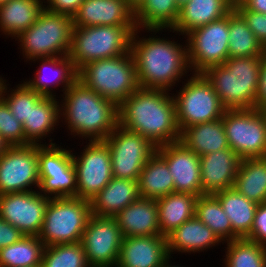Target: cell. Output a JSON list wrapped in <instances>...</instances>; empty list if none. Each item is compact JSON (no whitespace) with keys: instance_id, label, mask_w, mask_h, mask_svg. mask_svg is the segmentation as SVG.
<instances>
[{"instance_id":"6da1fadb","label":"cell","mask_w":266,"mask_h":267,"mask_svg":"<svg viewBox=\"0 0 266 267\" xmlns=\"http://www.w3.org/2000/svg\"><path fill=\"white\" fill-rule=\"evenodd\" d=\"M141 30L137 28L132 34L130 49L135 60L137 83L140 88L171 91L176 82H181L191 72L187 42L183 46L175 42L174 38L171 41L155 36L163 29H145L143 32H153L152 35L139 38L137 34Z\"/></svg>"},{"instance_id":"7a4b0ae2","label":"cell","mask_w":266,"mask_h":267,"mask_svg":"<svg viewBox=\"0 0 266 267\" xmlns=\"http://www.w3.org/2000/svg\"><path fill=\"white\" fill-rule=\"evenodd\" d=\"M172 96H171V95ZM119 125L160 147L180 139L173 94L138 88L118 106Z\"/></svg>"},{"instance_id":"3957f363","label":"cell","mask_w":266,"mask_h":267,"mask_svg":"<svg viewBox=\"0 0 266 267\" xmlns=\"http://www.w3.org/2000/svg\"><path fill=\"white\" fill-rule=\"evenodd\" d=\"M62 97L60 120L67 124L65 128L74 138L104 141L119 125L118 105L87 88L78 79Z\"/></svg>"},{"instance_id":"277c9868","label":"cell","mask_w":266,"mask_h":267,"mask_svg":"<svg viewBox=\"0 0 266 267\" xmlns=\"http://www.w3.org/2000/svg\"><path fill=\"white\" fill-rule=\"evenodd\" d=\"M262 56L232 57L202 74L226 110L255 108Z\"/></svg>"},{"instance_id":"5b68a950","label":"cell","mask_w":266,"mask_h":267,"mask_svg":"<svg viewBox=\"0 0 266 267\" xmlns=\"http://www.w3.org/2000/svg\"><path fill=\"white\" fill-rule=\"evenodd\" d=\"M78 80L118 106L139 88L131 51L85 64L78 70Z\"/></svg>"},{"instance_id":"8992f818","label":"cell","mask_w":266,"mask_h":267,"mask_svg":"<svg viewBox=\"0 0 266 267\" xmlns=\"http://www.w3.org/2000/svg\"><path fill=\"white\" fill-rule=\"evenodd\" d=\"M73 28L71 16L44 8L36 22L15 37V41L20 44L26 62L36 58L68 56Z\"/></svg>"},{"instance_id":"52a82bcc","label":"cell","mask_w":266,"mask_h":267,"mask_svg":"<svg viewBox=\"0 0 266 267\" xmlns=\"http://www.w3.org/2000/svg\"><path fill=\"white\" fill-rule=\"evenodd\" d=\"M137 26H74L69 57L79 70L92 61L130 52Z\"/></svg>"},{"instance_id":"ba28073f","label":"cell","mask_w":266,"mask_h":267,"mask_svg":"<svg viewBox=\"0 0 266 267\" xmlns=\"http://www.w3.org/2000/svg\"><path fill=\"white\" fill-rule=\"evenodd\" d=\"M90 216V201L77 197L50 198L38 237L45 246L81 242Z\"/></svg>"},{"instance_id":"9c48e42d","label":"cell","mask_w":266,"mask_h":267,"mask_svg":"<svg viewBox=\"0 0 266 267\" xmlns=\"http://www.w3.org/2000/svg\"><path fill=\"white\" fill-rule=\"evenodd\" d=\"M179 91L173 94L180 132L196 124L221 119L225 112L217 93L202 73H190ZM178 92V94H177Z\"/></svg>"},{"instance_id":"30bf717a","label":"cell","mask_w":266,"mask_h":267,"mask_svg":"<svg viewBox=\"0 0 266 267\" xmlns=\"http://www.w3.org/2000/svg\"><path fill=\"white\" fill-rule=\"evenodd\" d=\"M222 122L229 148L241 159L266 157V116L261 109L225 110Z\"/></svg>"},{"instance_id":"8fae6325","label":"cell","mask_w":266,"mask_h":267,"mask_svg":"<svg viewBox=\"0 0 266 267\" xmlns=\"http://www.w3.org/2000/svg\"><path fill=\"white\" fill-rule=\"evenodd\" d=\"M37 145L40 185L39 193L49 198L76 197L77 179L72 150L49 139ZM58 145V146H57Z\"/></svg>"},{"instance_id":"7c38bea8","label":"cell","mask_w":266,"mask_h":267,"mask_svg":"<svg viewBox=\"0 0 266 267\" xmlns=\"http://www.w3.org/2000/svg\"><path fill=\"white\" fill-rule=\"evenodd\" d=\"M188 63L192 73L223 64L228 58L229 13L209 24L196 28L184 37Z\"/></svg>"},{"instance_id":"4fadbf2b","label":"cell","mask_w":266,"mask_h":267,"mask_svg":"<svg viewBox=\"0 0 266 267\" xmlns=\"http://www.w3.org/2000/svg\"><path fill=\"white\" fill-rule=\"evenodd\" d=\"M110 149L113 177L137 180L146 161L156 152L147 138L118 125L104 140Z\"/></svg>"},{"instance_id":"5bb4252c","label":"cell","mask_w":266,"mask_h":267,"mask_svg":"<svg viewBox=\"0 0 266 267\" xmlns=\"http://www.w3.org/2000/svg\"><path fill=\"white\" fill-rule=\"evenodd\" d=\"M85 146L81 155L76 156L72 151V157L77 179L76 197L90 201L111 181L113 173L110 149L105 141H86Z\"/></svg>"},{"instance_id":"9a60e30c","label":"cell","mask_w":266,"mask_h":267,"mask_svg":"<svg viewBox=\"0 0 266 267\" xmlns=\"http://www.w3.org/2000/svg\"><path fill=\"white\" fill-rule=\"evenodd\" d=\"M39 185L37 145L10 146L0 156V195L35 191Z\"/></svg>"},{"instance_id":"2e32d148","label":"cell","mask_w":266,"mask_h":267,"mask_svg":"<svg viewBox=\"0 0 266 267\" xmlns=\"http://www.w3.org/2000/svg\"><path fill=\"white\" fill-rule=\"evenodd\" d=\"M122 241L114 217L91 214L81 238L90 267H116Z\"/></svg>"},{"instance_id":"e0dca14e","label":"cell","mask_w":266,"mask_h":267,"mask_svg":"<svg viewBox=\"0 0 266 267\" xmlns=\"http://www.w3.org/2000/svg\"><path fill=\"white\" fill-rule=\"evenodd\" d=\"M49 199L38 190L0 195V218L24 235L38 236Z\"/></svg>"},{"instance_id":"ac0fdd59","label":"cell","mask_w":266,"mask_h":267,"mask_svg":"<svg viewBox=\"0 0 266 267\" xmlns=\"http://www.w3.org/2000/svg\"><path fill=\"white\" fill-rule=\"evenodd\" d=\"M156 152L167 162L174 180L175 192L203 195L200 176V156L180 141L157 147Z\"/></svg>"},{"instance_id":"d6986e66","label":"cell","mask_w":266,"mask_h":267,"mask_svg":"<svg viewBox=\"0 0 266 267\" xmlns=\"http://www.w3.org/2000/svg\"><path fill=\"white\" fill-rule=\"evenodd\" d=\"M74 26H136L135 10L126 0H84L72 17Z\"/></svg>"},{"instance_id":"ffe728a7","label":"cell","mask_w":266,"mask_h":267,"mask_svg":"<svg viewBox=\"0 0 266 267\" xmlns=\"http://www.w3.org/2000/svg\"><path fill=\"white\" fill-rule=\"evenodd\" d=\"M169 257L162 235L123 237L116 267H160Z\"/></svg>"},{"instance_id":"44dd1931","label":"cell","mask_w":266,"mask_h":267,"mask_svg":"<svg viewBox=\"0 0 266 267\" xmlns=\"http://www.w3.org/2000/svg\"><path fill=\"white\" fill-rule=\"evenodd\" d=\"M241 158L230 148L200 156L203 194L233 188Z\"/></svg>"},{"instance_id":"7402d4cb","label":"cell","mask_w":266,"mask_h":267,"mask_svg":"<svg viewBox=\"0 0 266 267\" xmlns=\"http://www.w3.org/2000/svg\"><path fill=\"white\" fill-rule=\"evenodd\" d=\"M39 60V61H38ZM32 62H40L34 78L25 83L35 92L43 96L56 97L53 87H62L64 92L78 79V70L69 56L36 58ZM42 62V63H41ZM45 71V72H44ZM50 72V73H49ZM48 73V74H47ZM52 76V77H51ZM54 93V94H53Z\"/></svg>"},{"instance_id":"603a6c76","label":"cell","mask_w":266,"mask_h":267,"mask_svg":"<svg viewBox=\"0 0 266 267\" xmlns=\"http://www.w3.org/2000/svg\"><path fill=\"white\" fill-rule=\"evenodd\" d=\"M114 218L123 237L161 235L155 199L139 197L118 212Z\"/></svg>"},{"instance_id":"cb8c5ba5","label":"cell","mask_w":266,"mask_h":267,"mask_svg":"<svg viewBox=\"0 0 266 267\" xmlns=\"http://www.w3.org/2000/svg\"><path fill=\"white\" fill-rule=\"evenodd\" d=\"M168 253L171 256L180 253H199L211 247L224 244L207 225H204L196 216L183 222L167 237ZM174 252V253H173Z\"/></svg>"},{"instance_id":"d4e9b609","label":"cell","mask_w":266,"mask_h":267,"mask_svg":"<svg viewBox=\"0 0 266 267\" xmlns=\"http://www.w3.org/2000/svg\"><path fill=\"white\" fill-rule=\"evenodd\" d=\"M233 8L232 0H190L180 8L176 24L168 31L186 36L196 28L221 19Z\"/></svg>"},{"instance_id":"484cf974","label":"cell","mask_w":266,"mask_h":267,"mask_svg":"<svg viewBox=\"0 0 266 267\" xmlns=\"http://www.w3.org/2000/svg\"><path fill=\"white\" fill-rule=\"evenodd\" d=\"M57 100L56 97L42 96L31 106L28 119L23 122L25 145H46L47 142L43 144L41 141L51 136L54 127L57 129L60 123V100Z\"/></svg>"},{"instance_id":"4316f807","label":"cell","mask_w":266,"mask_h":267,"mask_svg":"<svg viewBox=\"0 0 266 267\" xmlns=\"http://www.w3.org/2000/svg\"><path fill=\"white\" fill-rule=\"evenodd\" d=\"M140 197L137 180L113 177L111 181L90 200L91 214L114 217L122 209Z\"/></svg>"},{"instance_id":"83f0119b","label":"cell","mask_w":266,"mask_h":267,"mask_svg":"<svg viewBox=\"0 0 266 267\" xmlns=\"http://www.w3.org/2000/svg\"><path fill=\"white\" fill-rule=\"evenodd\" d=\"M232 225V240L248 238L253 227L257 203L247 199L234 188L214 194Z\"/></svg>"},{"instance_id":"f1b7e54d","label":"cell","mask_w":266,"mask_h":267,"mask_svg":"<svg viewBox=\"0 0 266 267\" xmlns=\"http://www.w3.org/2000/svg\"><path fill=\"white\" fill-rule=\"evenodd\" d=\"M179 141L198 156L229 148L222 118L183 129Z\"/></svg>"},{"instance_id":"f546056e","label":"cell","mask_w":266,"mask_h":267,"mask_svg":"<svg viewBox=\"0 0 266 267\" xmlns=\"http://www.w3.org/2000/svg\"><path fill=\"white\" fill-rule=\"evenodd\" d=\"M44 0H9L0 5V31L14 39L36 22Z\"/></svg>"},{"instance_id":"4dcf8cb0","label":"cell","mask_w":266,"mask_h":267,"mask_svg":"<svg viewBox=\"0 0 266 267\" xmlns=\"http://www.w3.org/2000/svg\"><path fill=\"white\" fill-rule=\"evenodd\" d=\"M197 196L190 193L172 192L156 200L159 229L167 237L183 222L195 216Z\"/></svg>"},{"instance_id":"1f68e13d","label":"cell","mask_w":266,"mask_h":267,"mask_svg":"<svg viewBox=\"0 0 266 267\" xmlns=\"http://www.w3.org/2000/svg\"><path fill=\"white\" fill-rule=\"evenodd\" d=\"M138 192L141 198L155 200L175 192L168 164L157 152L146 161L139 174Z\"/></svg>"},{"instance_id":"d6a6232c","label":"cell","mask_w":266,"mask_h":267,"mask_svg":"<svg viewBox=\"0 0 266 267\" xmlns=\"http://www.w3.org/2000/svg\"><path fill=\"white\" fill-rule=\"evenodd\" d=\"M233 188L257 204L266 203V157L241 159Z\"/></svg>"},{"instance_id":"836d02e7","label":"cell","mask_w":266,"mask_h":267,"mask_svg":"<svg viewBox=\"0 0 266 267\" xmlns=\"http://www.w3.org/2000/svg\"><path fill=\"white\" fill-rule=\"evenodd\" d=\"M176 0H144L135 10V22L141 29H172L179 17Z\"/></svg>"},{"instance_id":"e575fe53","label":"cell","mask_w":266,"mask_h":267,"mask_svg":"<svg viewBox=\"0 0 266 267\" xmlns=\"http://www.w3.org/2000/svg\"><path fill=\"white\" fill-rule=\"evenodd\" d=\"M266 48L252 33L243 17L233 8L229 12V58L263 56Z\"/></svg>"},{"instance_id":"d590c367","label":"cell","mask_w":266,"mask_h":267,"mask_svg":"<svg viewBox=\"0 0 266 267\" xmlns=\"http://www.w3.org/2000/svg\"><path fill=\"white\" fill-rule=\"evenodd\" d=\"M45 244L38 236L24 235L0 249V267L41 266Z\"/></svg>"},{"instance_id":"8d00e7d4","label":"cell","mask_w":266,"mask_h":267,"mask_svg":"<svg viewBox=\"0 0 266 267\" xmlns=\"http://www.w3.org/2000/svg\"><path fill=\"white\" fill-rule=\"evenodd\" d=\"M195 216L223 241L232 240V225L214 194H203L196 199Z\"/></svg>"},{"instance_id":"74e56055","label":"cell","mask_w":266,"mask_h":267,"mask_svg":"<svg viewBox=\"0 0 266 267\" xmlns=\"http://www.w3.org/2000/svg\"><path fill=\"white\" fill-rule=\"evenodd\" d=\"M225 267H266V247L246 238L224 242Z\"/></svg>"},{"instance_id":"f35d334b","label":"cell","mask_w":266,"mask_h":267,"mask_svg":"<svg viewBox=\"0 0 266 267\" xmlns=\"http://www.w3.org/2000/svg\"><path fill=\"white\" fill-rule=\"evenodd\" d=\"M41 267H90L81 242L45 246Z\"/></svg>"},{"instance_id":"ab89813d","label":"cell","mask_w":266,"mask_h":267,"mask_svg":"<svg viewBox=\"0 0 266 267\" xmlns=\"http://www.w3.org/2000/svg\"><path fill=\"white\" fill-rule=\"evenodd\" d=\"M6 82L7 81L5 80L1 88L0 96L9 106L11 113L23 124L25 119H28L31 106H33L43 95L33 91L25 81H23V83L21 82V84H17L12 90L8 88L9 84H6Z\"/></svg>"},{"instance_id":"60d3db41","label":"cell","mask_w":266,"mask_h":267,"mask_svg":"<svg viewBox=\"0 0 266 267\" xmlns=\"http://www.w3.org/2000/svg\"><path fill=\"white\" fill-rule=\"evenodd\" d=\"M0 135L9 146L25 145L23 124L11 113L5 100L0 96Z\"/></svg>"},{"instance_id":"b9f144b4","label":"cell","mask_w":266,"mask_h":267,"mask_svg":"<svg viewBox=\"0 0 266 267\" xmlns=\"http://www.w3.org/2000/svg\"><path fill=\"white\" fill-rule=\"evenodd\" d=\"M234 9L243 17L252 33L266 48V14L248 10L239 1L234 2Z\"/></svg>"},{"instance_id":"7bdbcfd3","label":"cell","mask_w":266,"mask_h":267,"mask_svg":"<svg viewBox=\"0 0 266 267\" xmlns=\"http://www.w3.org/2000/svg\"><path fill=\"white\" fill-rule=\"evenodd\" d=\"M248 240L266 247V203L258 204Z\"/></svg>"},{"instance_id":"ee69618b","label":"cell","mask_w":266,"mask_h":267,"mask_svg":"<svg viewBox=\"0 0 266 267\" xmlns=\"http://www.w3.org/2000/svg\"><path fill=\"white\" fill-rule=\"evenodd\" d=\"M84 0H44L45 9L53 12L66 14L71 17L77 12Z\"/></svg>"},{"instance_id":"f6af8a7d","label":"cell","mask_w":266,"mask_h":267,"mask_svg":"<svg viewBox=\"0 0 266 267\" xmlns=\"http://www.w3.org/2000/svg\"><path fill=\"white\" fill-rule=\"evenodd\" d=\"M24 234L16 227L0 218V249L17 242Z\"/></svg>"},{"instance_id":"bcb514c9","label":"cell","mask_w":266,"mask_h":267,"mask_svg":"<svg viewBox=\"0 0 266 267\" xmlns=\"http://www.w3.org/2000/svg\"><path fill=\"white\" fill-rule=\"evenodd\" d=\"M266 106V52L262 56V64L259 75V87L256 96V109H262Z\"/></svg>"},{"instance_id":"7dc6e473","label":"cell","mask_w":266,"mask_h":267,"mask_svg":"<svg viewBox=\"0 0 266 267\" xmlns=\"http://www.w3.org/2000/svg\"><path fill=\"white\" fill-rule=\"evenodd\" d=\"M246 9L266 14V0H238Z\"/></svg>"},{"instance_id":"c3c4849f","label":"cell","mask_w":266,"mask_h":267,"mask_svg":"<svg viewBox=\"0 0 266 267\" xmlns=\"http://www.w3.org/2000/svg\"><path fill=\"white\" fill-rule=\"evenodd\" d=\"M10 146L0 135V156L5 153Z\"/></svg>"},{"instance_id":"681fc988","label":"cell","mask_w":266,"mask_h":267,"mask_svg":"<svg viewBox=\"0 0 266 267\" xmlns=\"http://www.w3.org/2000/svg\"><path fill=\"white\" fill-rule=\"evenodd\" d=\"M126 1L134 10H136L144 0H126Z\"/></svg>"},{"instance_id":"f907efd6","label":"cell","mask_w":266,"mask_h":267,"mask_svg":"<svg viewBox=\"0 0 266 267\" xmlns=\"http://www.w3.org/2000/svg\"><path fill=\"white\" fill-rule=\"evenodd\" d=\"M171 258H173L172 256H170L160 267H184V266H179V264H178V266L177 265H172V263H169V262H171Z\"/></svg>"},{"instance_id":"816d5d0a","label":"cell","mask_w":266,"mask_h":267,"mask_svg":"<svg viewBox=\"0 0 266 267\" xmlns=\"http://www.w3.org/2000/svg\"><path fill=\"white\" fill-rule=\"evenodd\" d=\"M190 0H176L177 2V6L179 7V9L184 6L187 2H189Z\"/></svg>"},{"instance_id":"f5cc1de1","label":"cell","mask_w":266,"mask_h":267,"mask_svg":"<svg viewBox=\"0 0 266 267\" xmlns=\"http://www.w3.org/2000/svg\"><path fill=\"white\" fill-rule=\"evenodd\" d=\"M8 1H9V0H0V5L6 3V2H8Z\"/></svg>"},{"instance_id":"db71d44e","label":"cell","mask_w":266,"mask_h":267,"mask_svg":"<svg viewBox=\"0 0 266 267\" xmlns=\"http://www.w3.org/2000/svg\"><path fill=\"white\" fill-rule=\"evenodd\" d=\"M261 110L264 112V114H265V116H266V106L263 107Z\"/></svg>"}]
</instances>
